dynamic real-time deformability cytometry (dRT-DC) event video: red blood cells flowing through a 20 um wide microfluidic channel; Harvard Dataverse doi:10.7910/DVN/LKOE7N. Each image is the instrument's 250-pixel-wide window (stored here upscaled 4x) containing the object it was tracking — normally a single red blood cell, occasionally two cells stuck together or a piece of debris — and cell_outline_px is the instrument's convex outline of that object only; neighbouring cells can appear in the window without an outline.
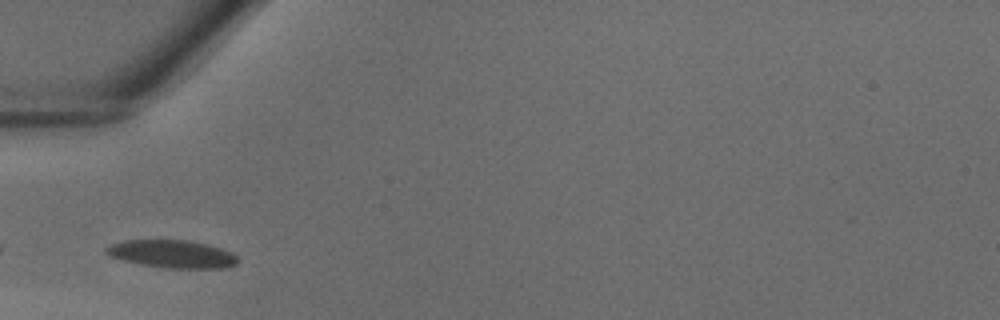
{"species": "common noctule bat (a hibernating species)", "species_latin": "Nyctalus noctula", "temperature_condition": "warm", "stored_images_in_passage": 12, "camera_frame_rate_fps": 3000, "um_per_image_px": 0.085, "animal": {"sex": "male", "body_mass_g": 18.8}, "frame": {"image": 1, "passage_image": 3, "time_ms": 0.667, "image_size_px": [1000, 320], "cell_outline_px": [[240, 260], [236, 264], [224, 268], [164, 268], [140, 264], [108, 256], [104, 252], [104, 248], [112, 244], [124, 240], [188, 240], [208, 244], [232, 252]], "centroid_in_image_um": [14.63, 21.59], "position_along_channel_um": 70.4, "area_um2": 21.44}}